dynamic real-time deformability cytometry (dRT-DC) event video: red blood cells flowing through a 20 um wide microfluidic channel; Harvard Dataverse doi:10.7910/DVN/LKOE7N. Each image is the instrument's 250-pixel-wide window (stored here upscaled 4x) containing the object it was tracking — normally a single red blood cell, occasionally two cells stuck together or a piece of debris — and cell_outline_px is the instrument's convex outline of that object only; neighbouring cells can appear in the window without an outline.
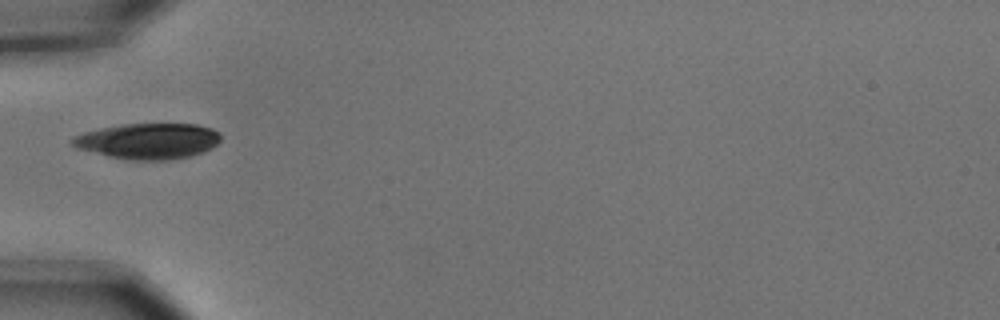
{"species": "common noctule bat (a hibernating species)", "species_latin": "Nyctalus noctula", "temperature_condition": "cold", "stored_images_in_passage": 4, "camera_frame_rate_fps": 3000, "um_per_image_px": 0.085, "animal": {"sex": "male", "body_mass_g": 15.6}, "frame": {"image": 1, "passage_image": 1, "time_ms": 0.0, "image_size_px": [1000, 320], "cell_outline_px": [[220, 140], [212, 148], [204, 152], [172, 160], [124, 160], [108, 156], [80, 148], [72, 144], [72, 136], [84, 132], [100, 128], [120, 124], [196, 124], [212, 128], [220, 132]], "centroid_in_image_um": [12.62, 11.99], "position_along_channel_um": 72.4, "area_um2": 30.98}}
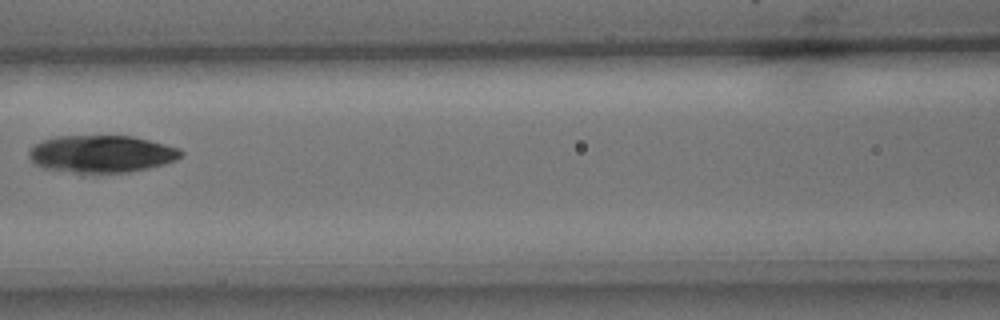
{"frame": {"image": 2, "passage_image": 3, "time_ms": 0.667, "image_size_px": [1000, 320], "cell_outline_px": [[184, 152], [176, 160], [164, 164], [148, 168], [128, 172], [76, 172], [44, 168], [36, 164], [28, 156], [28, 152], [36, 144], [44, 140], [56, 136], [132, 136], [180, 148]], "centroid_in_image_um": [8.65, 13.07], "position_along_channel_um": 158.0, "area_um2": 32.6}}
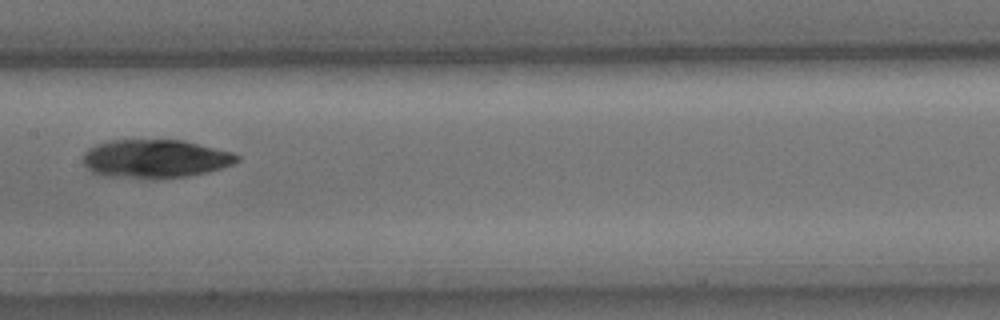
{"frame": {"image": 3, "passage_image": 4, "time_ms": 1.0, "image_size_px": [1000, 320], "cell_outline_px": [[240, 160], [232, 164], [208, 172], [184, 176], [108, 176], [92, 172], [84, 164], [84, 152], [88, 148], [96, 144], [112, 140], [184, 140], [232, 152], [240, 156]], "centroid_in_image_um": [13.22, 13.45], "position_along_channel_um": 194.2, "area_um2": 33.58}}